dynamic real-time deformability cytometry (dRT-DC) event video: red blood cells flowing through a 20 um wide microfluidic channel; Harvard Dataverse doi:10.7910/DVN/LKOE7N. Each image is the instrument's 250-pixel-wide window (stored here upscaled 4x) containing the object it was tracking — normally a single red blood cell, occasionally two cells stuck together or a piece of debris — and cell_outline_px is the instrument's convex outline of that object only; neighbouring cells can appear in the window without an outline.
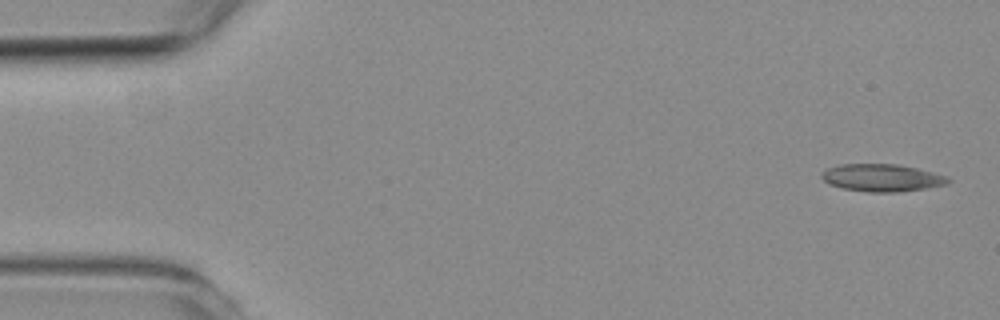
{"species": "common noctule bat (a hibernating species)", "species_latin": "Nyctalus noctula", "temperature_condition": "room temperature", "stored_images_in_passage": 6, "camera_frame_rate_fps": 3000, "um_per_image_px": 0.085, "animal": {"sex": "female", "body_mass_g": 19.3, "forearm_length_mm": 54.1}, "frame": {"image": 1, "passage_image": 1, "time_ms": 0.0, "image_size_px": [1000, 320], "cell_outline_px": [[952, 180], [948, 184], [924, 188], [896, 192], [868, 192], [844, 188], [828, 184], [820, 176], [828, 168], [840, 164], [896, 164], [916, 168], [948, 176]], "centroid_in_image_um": [74.98, 15.11], "position_along_channel_um": 10.0, "area_um2": 20.06}}
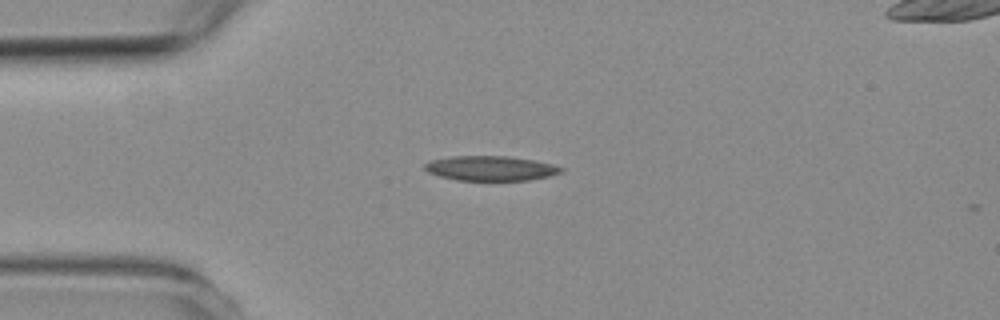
{"frame": {"image": 2, "passage_image": 4, "time_ms": 3.667, "image_size_px": [1000, 320], "cell_outline_px": [[564, 172], [548, 176], [528, 180], [456, 180], [440, 176], [428, 172], [424, 168], [424, 164], [428, 160], [448, 156], [508, 156], [532, 160], [552, 164], [564, 168]], "centroid_in_image_um": [41.67, 14.3], "position_along_channel_um": 43.3, "area_um2": 19.71}}
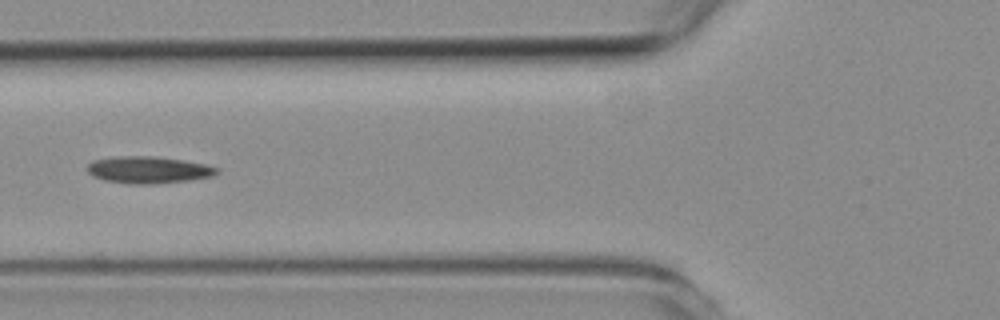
{"frame": {"image": 3, "passage_image": 6, "time_ms": 6.0, "image_size_px": [1000, 320], "cell_outline_px": [[220, 172], [216, 176], [192, 180], [152, 184], [128, 184], [104, 180], [92, 176], [88, 172], [88, 164], [92, 160], [116, 156], [156, 156], [184, 160], [204, 164], [220, 168]], "centroid_in_image_um": [12.66, 14.44], "position_along_channel_um": 113.1, "area_um2": 20.69}}